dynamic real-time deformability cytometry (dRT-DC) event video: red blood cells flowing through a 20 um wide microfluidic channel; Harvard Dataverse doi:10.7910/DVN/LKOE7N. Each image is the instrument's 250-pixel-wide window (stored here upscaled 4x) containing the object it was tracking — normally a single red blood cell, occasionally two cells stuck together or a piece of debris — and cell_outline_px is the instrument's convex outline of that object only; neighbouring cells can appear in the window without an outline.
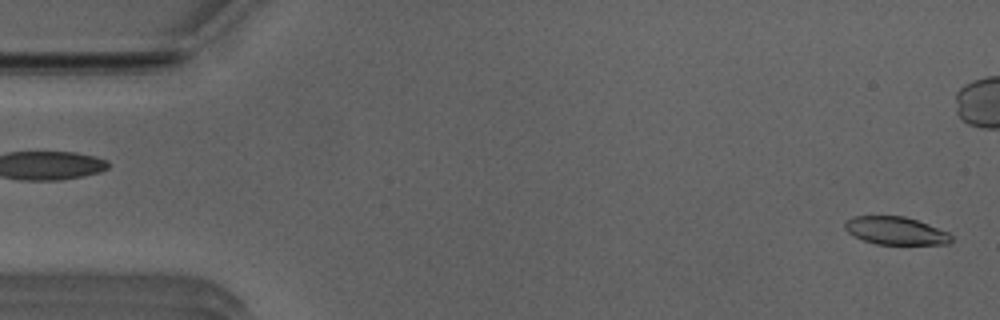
{"species": "Egyptian fruit bat (a non-hibernating species)", "species_latin": "Rousettus aegyptiacus", "temperature_condition": "room temperature", "stored_images_in_passage": 10, "camera_frame_rate_fps": 3000, "um_per_image_px": 0.085, "animal": {"sex": "male"}, "frame": {"image": 1, "passage_image": 2, "time_ms": 0.333, "image_size_px": [1000, 320], "cell_outline_px": [[952, 240], [948, 244], [876, 244], [852, 236], [844, 228], [844, 224], [852, 216], [904, 216], [928, 224], [948, 232], [952, 236]], "centroid_in_image_um": [76.12, 19.61], "position_along_channel_um": 8.9, "area_um2": 17.22}}